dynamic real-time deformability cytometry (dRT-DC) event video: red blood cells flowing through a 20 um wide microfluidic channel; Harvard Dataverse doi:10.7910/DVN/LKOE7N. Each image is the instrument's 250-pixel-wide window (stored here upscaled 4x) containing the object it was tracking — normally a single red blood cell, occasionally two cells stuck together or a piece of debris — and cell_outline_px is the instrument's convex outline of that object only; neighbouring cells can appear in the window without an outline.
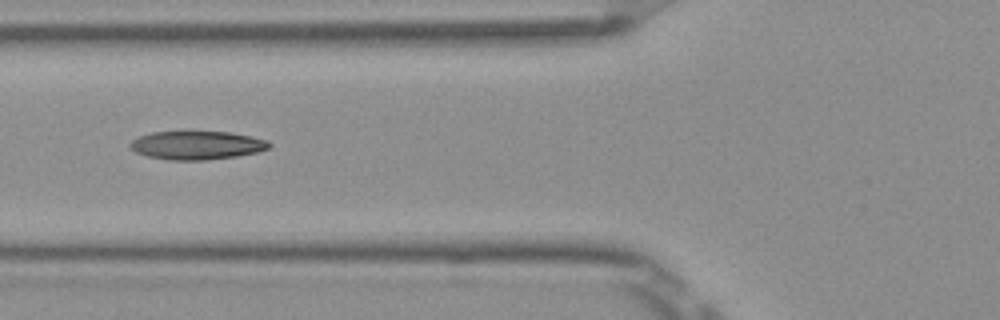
{"species": "Egyptian fruit bat (a non-hibernating species)", "species_latin": "Rousettus aegyptiacus", "temperature_condition": "room temperature", "stored_images_in_passage": 5, "camera_frame_rate_fps": 3000, "um_per_image_px": 0.085, "frame": {"image": 1, "passage_image": 5, "time_ms": 1.333, "image_size_px": [1000, 320], "cell_outline_px": [[272, 144], [268, 148], [256, 152], [236, 156], [204, 160], [168, 160], [148, 156], [136, 152], [128, 144], [132, 140], [140, 136], [152, 132], [232, 132], [252, 136], [268, 140]], "centroid_in_image_um": [16.75, 12.34], "position_along_channel_um": 109.0, "area_um2": 22.95}}